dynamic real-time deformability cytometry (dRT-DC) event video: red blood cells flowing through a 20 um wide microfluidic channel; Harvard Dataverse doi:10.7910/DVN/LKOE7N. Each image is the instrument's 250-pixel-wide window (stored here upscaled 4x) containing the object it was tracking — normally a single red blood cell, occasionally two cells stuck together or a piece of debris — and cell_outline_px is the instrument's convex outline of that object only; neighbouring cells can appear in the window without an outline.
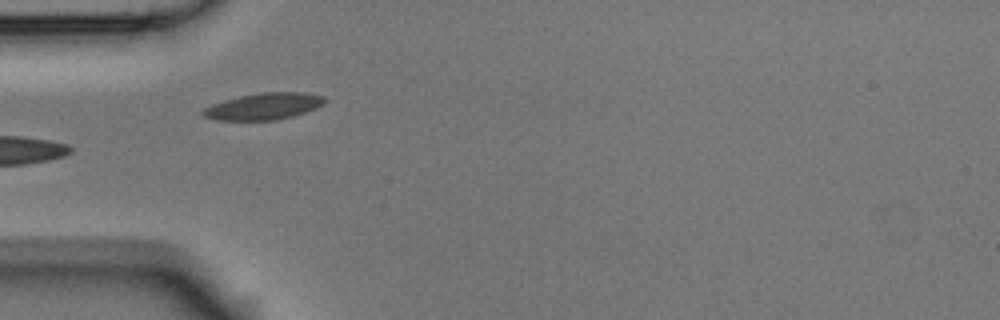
{"species": "Egyptian fruit bat (a non-hibernating species)", "species_latin": "Rousettus aegyptiacus", "temperature_condition": "room temperature", "stored_images_in_passage": 5, "camera_frame_rate_fps": 3000, "um_per_image_px": 0.085, "animal": {"sex": "male"}, "frame": {"image": 1, "passage_image": 4, "time_ms": 1.0, "image_size_px": [1000, 320], "cell_outline_px": [[328, 100], [324, 104], [316, 108], [292, 116], [276, 120], [216, 120], [204, 116], [200, 112], [204, 108], [212, 104], [224, 100], [240, 96], [260, 92], [304, 92], [324, 96]], "centroid_in_image_um": [22.43, 9.03], "position_along_channel_um": 62.6, "area_um2": 18.96}}
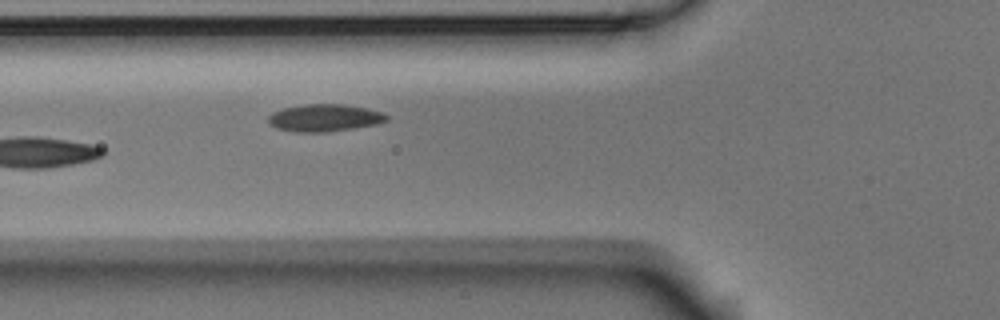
{"frame": {"image": 2, "passage_image": 5, "time_ms": 1.333, "image_size_px": [1000, 320], "cell_outline_px": [[388, 120], [376, 124], [352, 128], [324, 132], [296, 132], [276, 128], [268, 120], [268, 116], [272, 112], [284, 108], [304, 104], [344, 104], [384, 112], [388, 116]], "centroid_in_image_um": [27.58, 10.01], "position_along_channel_um": 98.2, "area_um2": 18.67}}